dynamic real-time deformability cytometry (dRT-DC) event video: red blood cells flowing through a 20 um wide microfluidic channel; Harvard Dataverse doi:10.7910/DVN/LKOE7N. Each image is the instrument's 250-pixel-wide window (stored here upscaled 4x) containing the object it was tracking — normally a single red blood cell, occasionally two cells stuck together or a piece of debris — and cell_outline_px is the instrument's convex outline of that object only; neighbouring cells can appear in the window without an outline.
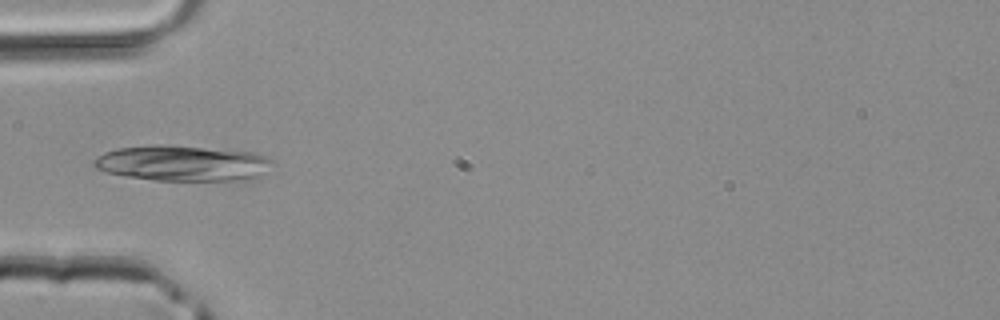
{"species": "common noctule bat (a hibernating species)", "species_latin": "Nyctalus noctula", "temperature_condition": "room temperature", "stored_images_in_passage": 2, "camera_frame_rate_fps": 3000, "um_per_image_px": 0.085, "animal": {"sex": "male", "body_mass_g": 20.4}, "frame": {"image": 1, "passage_image": 2, "time_ms": 0.333, "image_size_px": [1000, 320], "cell_outline_px": [[272, 160], [256, 180], [152, 180], [124, 176], [108, 172], [96, 168], [92, 164], [92, 160], [96, 156], [104, 152], [116, 148], [156, 144], [164, 144], [252, 152], [268, 156]], "centroid_in_image_um": [15.46, 13.87], "position_along_channel_um": 69.5, "area_um2": 37.11}}